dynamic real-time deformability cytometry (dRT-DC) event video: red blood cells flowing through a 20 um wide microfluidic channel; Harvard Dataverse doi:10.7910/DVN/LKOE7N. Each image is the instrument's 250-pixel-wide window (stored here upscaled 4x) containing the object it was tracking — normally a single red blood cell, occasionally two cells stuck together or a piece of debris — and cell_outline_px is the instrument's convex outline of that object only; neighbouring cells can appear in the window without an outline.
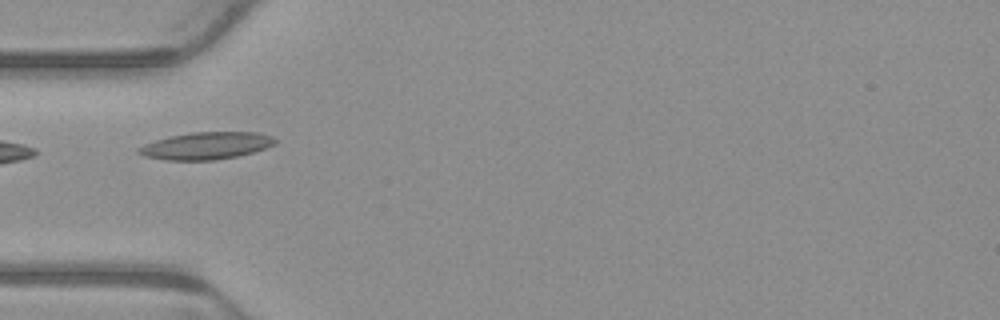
{"species": "common noctule bat (a hibernating species)", "species_latin": "Nyctalus noctula", "temperature_condition": "warm", "stored_images_in_passage": 7, "camera_frame_rate_fps": 3000, "um_per_image_px": 0.085, "animal": {"sex": "male", "body_mass_g": 23.1, "forearm_length_mm": 52.7}, "frame": {"image": 1, "passage_image": 5, "time_ms": 1.333, "image_size_px": [1000, 320], "cell_outline_px": [[276, 144], [252, 152], [236, 156], [212, 160], [168, 160], [144, 156], [136, 152], [136, 148], [144, 144], [168, 136], [192, 132], [256, 132], [272, 136], [276, 140]], "centroid_in_image_um": [17.49, 12.38], "position_along_channel_um": 67.5, "area_um2": 21.56}}
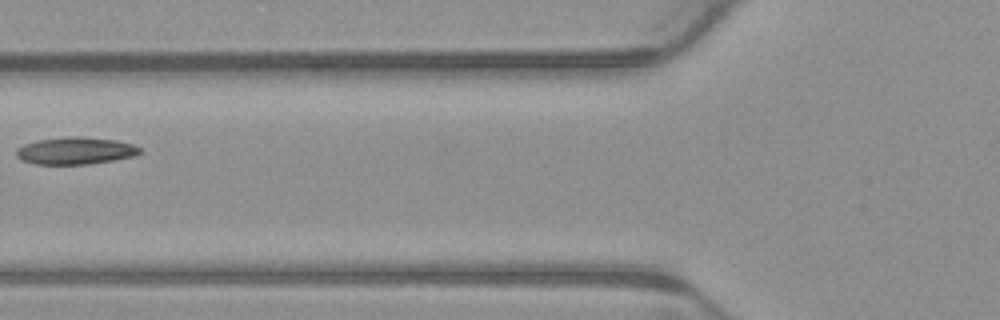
{"frame": {"image": 2, "passage_image": 6, "time_ms": 1.667, "image_size_px": [1000, 320], "cell_outline_px": [[144, 152], [136, 156], [88, 164], [36, 164], [20, 160], [16, 156], [16, 148], [24, 144], [36, 140], [68, 136], [84, 136], [116, 140], [132, 144], [140, 148]], "centroid_in_image_um": [6.41, 12.8], "position_along_channel_um": 119.4, "area_um2": 19.83}}
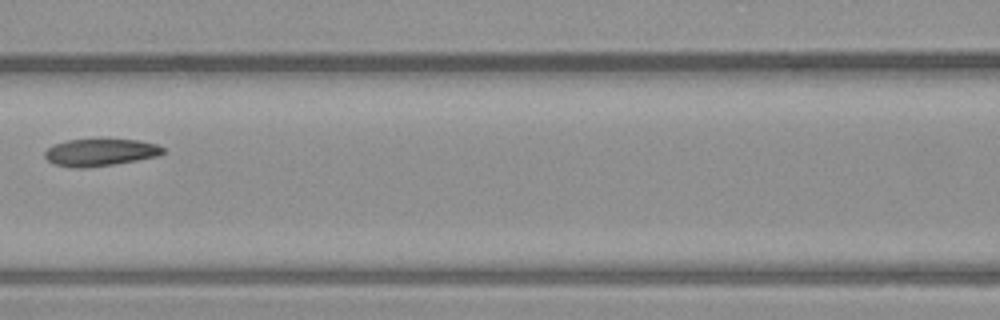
{"frame": {"image": 3, "passage_image": 7, "time_ms": 2.0, "image_size_px": [1000, 320], "cell_outline_px": [[164, 152], [160, 156], [112, 164], [84, 168], [72, 168], [52, 164], [44, 156], [44, 152], [48, 148], [56, 144], [68, 140], [140, 140], [156, 144], [164, 148]], "centroid_in_image_um": [8.51, 12.96], "position_along_channel_um": 158.1, "area_um2": 18.55}}